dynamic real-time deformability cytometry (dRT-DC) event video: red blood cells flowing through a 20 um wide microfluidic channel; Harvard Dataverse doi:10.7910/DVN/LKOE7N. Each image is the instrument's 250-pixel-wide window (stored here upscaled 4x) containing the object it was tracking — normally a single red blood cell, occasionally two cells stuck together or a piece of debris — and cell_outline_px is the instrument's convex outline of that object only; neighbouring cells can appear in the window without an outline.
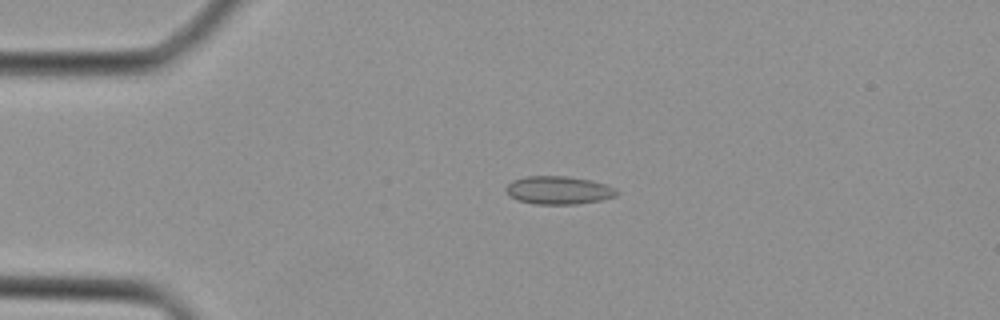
{"species": "Egyptian fruit bat (a non-hibernating species)", "species_latin": "Rousettus aegyptiacus", "temperature_condition": "cold", "stored_images_in_passage": 39, "camera_frame_rate_fps": 3000, "um_per_image_px": 0.085, "animal": {"sex": "female"}, "frame": {"image": 1, "passage_image": 8, "time_ms": 2.333, "image_size_px": [1000, 320], "cell_outline_px": [[620, 192], [616, 196], [600, 200], [576, 204], [536, 204], [520, 200], [512, 196], [504, 188], [512, 180], [528, 176], [568, 176], [592, 180], [616, 188]], "centroid_in_image_um": [47.52, 16.16], "position_along_channel_um": 37.5, "area_um2": 18.03}}
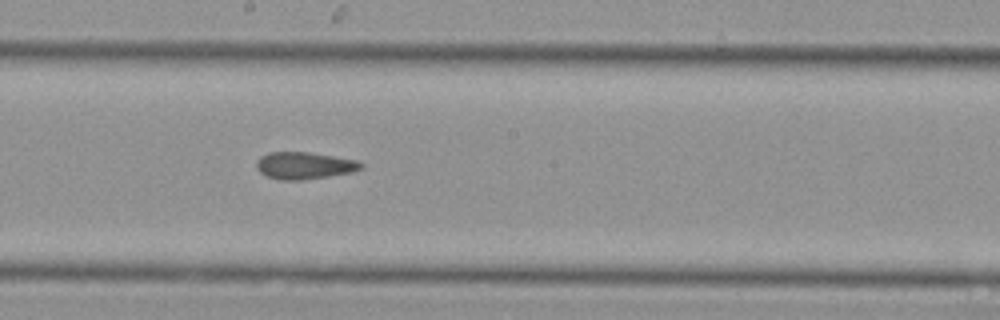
{"frame": {"image": 2, "passage_image": 21, "time_ms": 6.667, "image_size_px": [1000, 320], "cell_outline_px": [[364, 164], [360, 168], [352, 172], [328, 176], [300, 180], [280, 180], [268, 176], [260, 172], [256, 168], [256, 160], [260, 156], [268, 152], [308, 152], [356, 160]], "centroid_in_image_um": [25.82, 14.06], "position_along_channel_um": 222.4, "area_um2": 16.36}}
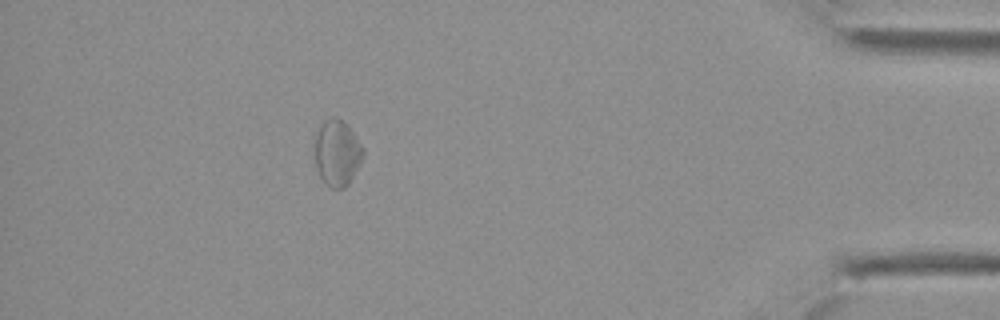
{"frame": {"image": 3, "passage_image": 35, "time_ms": 11.333, "image_size_px": [1000, 320], "cell_outline_px": [[364, 156], [348, 184], [344, 188], [332, 188], [320, 176], [316, 168], [312, 136], [320, 124], [324, 120], [332, 116], [336, 116], [348, 124], [364, 148]], "centroid_in_image_um": [28.62, 12.92], "position_along_channel_um": 406.6, "area_um2": 19.13}}